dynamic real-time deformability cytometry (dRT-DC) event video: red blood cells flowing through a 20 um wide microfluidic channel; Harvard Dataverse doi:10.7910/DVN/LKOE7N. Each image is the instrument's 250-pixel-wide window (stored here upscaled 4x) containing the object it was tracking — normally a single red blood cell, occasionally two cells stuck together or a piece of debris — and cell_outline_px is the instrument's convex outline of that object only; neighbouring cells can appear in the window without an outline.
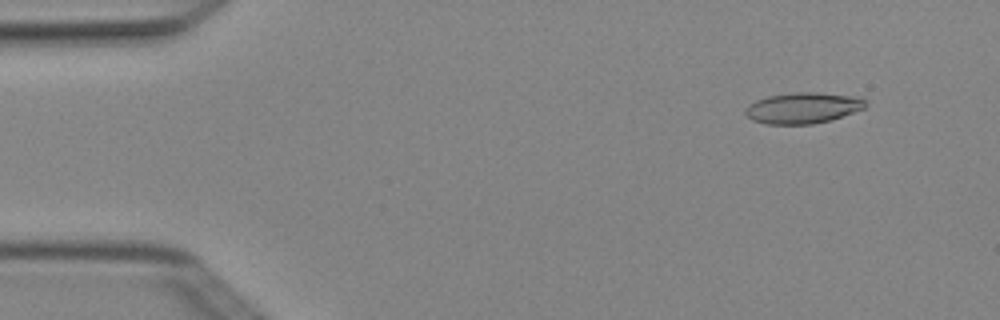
{"species": "Egyptian fruit bat (a non-hibernating species)", "species_latin": "Rousettus aegyptiacus", "temperature_condition": "cold", "stored_images_in_passage": 4, "camera_frame_rate_fps": 3000, "um_per_image_px": 0.085, "animal": {"sex": "female"}, "frame": {"image": 1, "passage_image": 2, "time_ms": 0.333, "image_size_px": [1000, 320], "cell_outline_px": [[868, 104], [864, 108], [828, 120], [812, 124], [764, 124], [752, 120], [744, 116], [744, 108], [748, 104], [756, 100], [768, 96], [792, 92], [816, 92], [860, 96], [868, 100]], "centroid_in_image_um": [68.22, 9.16], "position_along_channel_um": 16.8, "area_um2": 21.96}}
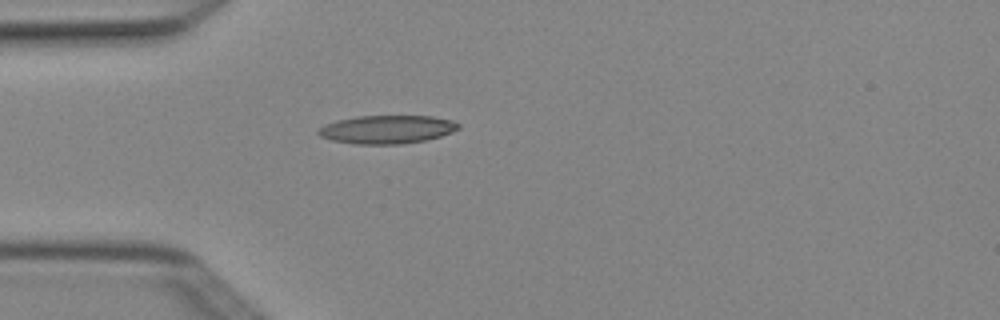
{"frame": {"image": 2, "passage_image": 4, "time_ms": 1.0, "image_size_px": [1000, 320], "cell_outline_px": [[460, 128], [452, 132], [440, 136], [424, 140], [400, 144], [356, 144], [332, 140], [320, 136], [316, 132], [324, 124], [356, 116], [432, 116], [452, 120], [460, 124]], "centroid_in_image_um": [32.9, 11.0], "position_along_channel_um": 52.1, "area_um2": 23.0}}